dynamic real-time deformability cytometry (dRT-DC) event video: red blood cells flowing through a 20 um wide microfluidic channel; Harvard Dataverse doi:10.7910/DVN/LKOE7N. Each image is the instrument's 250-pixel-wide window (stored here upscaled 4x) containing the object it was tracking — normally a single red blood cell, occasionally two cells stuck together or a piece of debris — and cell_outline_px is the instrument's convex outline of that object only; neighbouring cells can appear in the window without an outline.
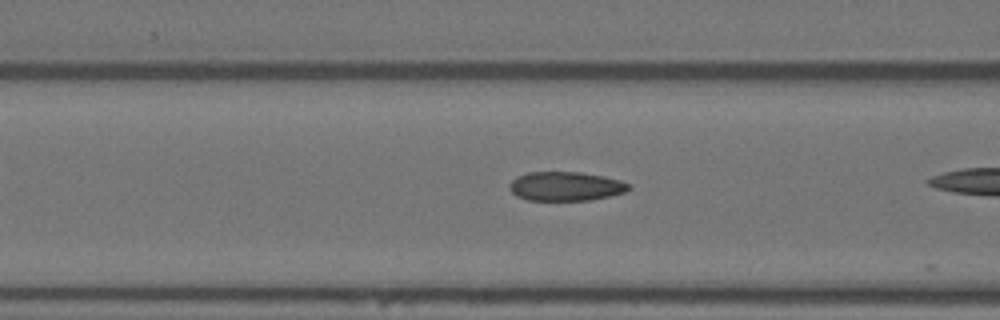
{"species": "Egyptian fruit bat (a non-hibernating species)", "species_latin": "Rousettus aegyptiacus", "temperature_condition": "warm", "stored_images_in_passage": 18, "camera_frame_rate_fps": 3000, "um_per_image_px": 0.085, "animal": {"sex": "female"}, "frame": {"image": 1, "passage_image": 16, "time_ms": 5.0, "image_size_px": [1000, 320], "cell_outline_px": [[632, 188], [628, 192], [588, 200], [528, 200], [516, 196], [508, 188], [508, 184], [516, 176], [528, 172], [580, 172], [604, 176], [620, 180], [632, 184]], "centroid_in_image_um": [48.1, 15.83], "position_along_channel_um": 118.5, "area_um2": 20.46}}